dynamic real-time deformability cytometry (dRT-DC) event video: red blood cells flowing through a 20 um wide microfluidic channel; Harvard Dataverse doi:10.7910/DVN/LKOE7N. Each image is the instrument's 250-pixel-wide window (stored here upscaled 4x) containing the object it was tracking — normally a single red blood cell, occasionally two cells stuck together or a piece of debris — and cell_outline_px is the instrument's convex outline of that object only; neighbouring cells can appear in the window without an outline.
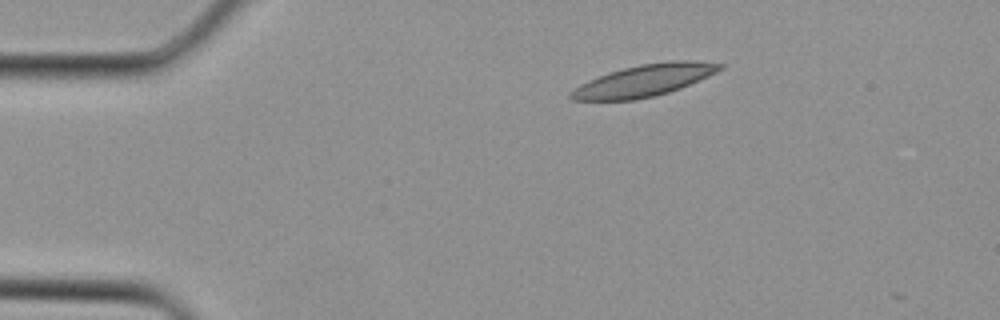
{"species": "Egyptian fruit bat (a non-hibernating species)", "species_latin": "Rousettus aegyptiacus", "temperature_condition": "cold", "stored_images_in_passage": 2, "camera_frame_rate_fps": 3000, "um_per_image_px": 0.085, "animal": {"sex": "female"}, "frame": {"image": 1, "passage_image": 1, "time_ms": 0.0, "image_size_px": [1000, 320], "cell_outline_px": [[724, 68], [708, 76], [680, 88], [656, 96], [632, 100], [572, 100], [568, 96], [568, 92], [580, 84], [588, 80], [608, 72], [640, 64], [668, 60], [696, 60], [724, 64]], "centroid_in_image_um": [54.74, 6.83], "position_along_channel_um": 30.3, "area_um2": 27.74}}